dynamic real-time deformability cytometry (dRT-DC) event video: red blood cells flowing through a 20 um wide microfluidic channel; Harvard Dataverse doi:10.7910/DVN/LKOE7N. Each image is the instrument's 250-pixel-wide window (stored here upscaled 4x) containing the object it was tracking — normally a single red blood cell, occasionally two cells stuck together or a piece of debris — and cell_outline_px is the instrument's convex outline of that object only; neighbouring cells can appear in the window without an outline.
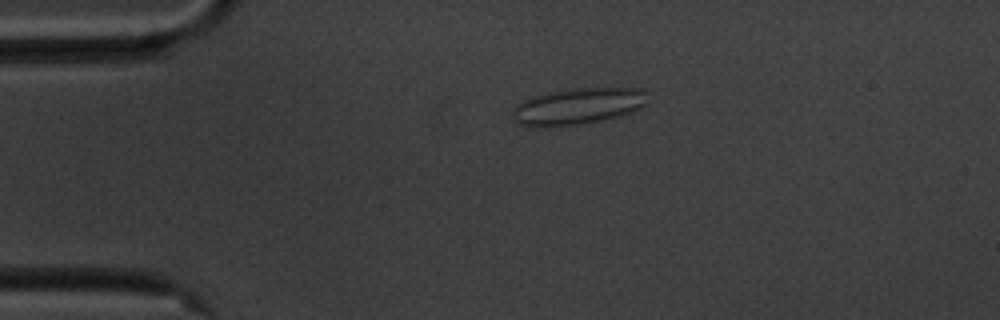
{"species": "common noctule bat (a hibernating species)", "species_latin": "Nyctalus noctula", "temperature_condition": "cold", "stored_images_in_passage": 57, "camera_frame_rate_fps": 3000, "um_per_image_px": 0.085, "animal": {"sex": "male", "body_mass_g": 20.1, "forearm_length_mm": 53.5}, "frame": {"image": 1, "passage_image": 12, "time_ms": 3.667, "image_size_px": [1000, 320], "cell_outline_px": [[648, 104], [632, 112], [620, 116], [604, 120], [580, 124], [548, 128], [532, 128], [516, 124], [512, 120], [512, 108], [520, 100], [532, 96], [548, 92], [572, 88], [640, 88], [644, 92]], "centroid_in_image_um": [49.02, 9.06], "position_along_channel_um": 36.0, "area_um2": 29.54}}
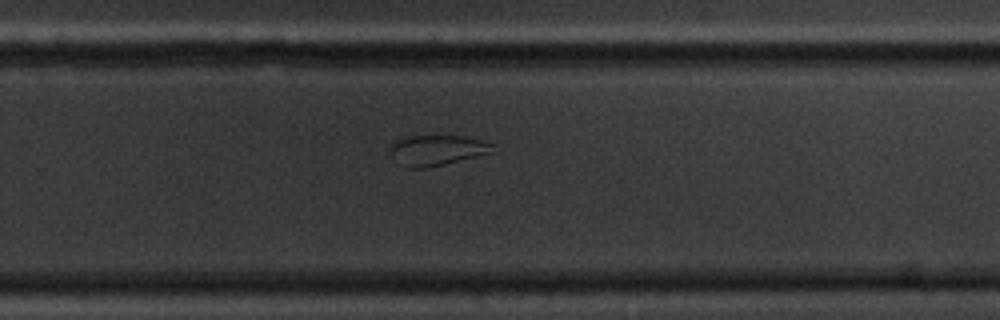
{"frame": {"image": 2, "passage_image": 37, "time_ms": 12.0, "image_size_px": [1000, 320], "cell_outline_px": [[492, 144], [488, 152], [476, 156], [424, 168], [404, 168], [396, 164], [392, 156], [392, 140], [400, 136], [464, 136], [480, 140]], "centroid_in_image_um": [36.98, 12.76], "position_along_channel_um": 292.8, "area_um2": 17.86}}
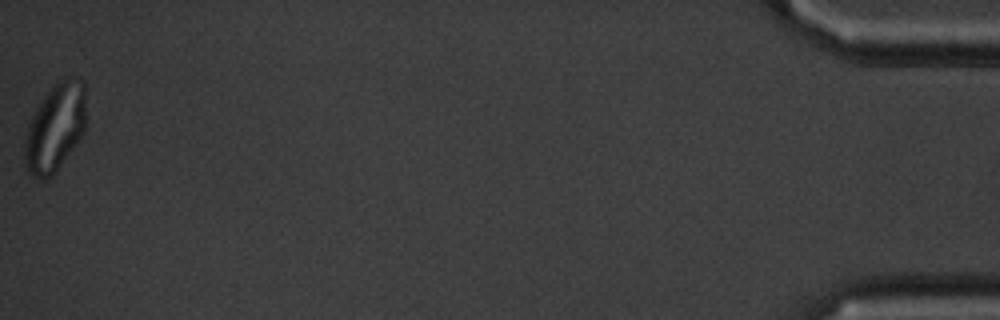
{"frame": {"image": 3, "passage_image": 57, "time_ms": 18.667, "image_size_px": [1000, 320], "cell_outline_px": [[84, 132], [56, 172], [52, 176], [44, 180], [28, 176], [24, 172], [24, 136], [28, 124], [36, 108], [44, 96], [64, 76], [72, 76], [84, 80]], "centroid_in_image_um": [4.64, 10.9], "position_along_channel_um": 430.6, "area_um2": 31.73}, "authors_computed_cell_mechanics": {"area_um2": 27.455, "velocity_mm_per_s": 3.5049, "shape_relaxation_time_tau1_ms": null, "shape_relaxation_time_tau2_ms": 0.7781, "deformation_change_tau1": null, "deformation_change_tau2": 0.0574}}